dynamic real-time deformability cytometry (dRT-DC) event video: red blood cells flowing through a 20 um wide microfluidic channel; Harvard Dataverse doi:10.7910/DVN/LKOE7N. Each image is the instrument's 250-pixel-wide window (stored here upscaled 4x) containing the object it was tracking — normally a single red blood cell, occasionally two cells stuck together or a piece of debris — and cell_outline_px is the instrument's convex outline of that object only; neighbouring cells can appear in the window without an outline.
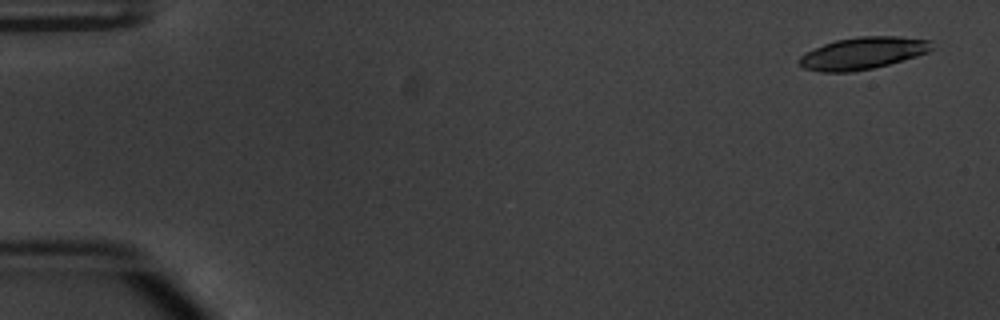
{"species": "common noctule bat (a hibernating species)", "species_latin": "Nyctalus noctula", "temperature_condition": "warm", "stored_images_in_passage": 53, "camera_frame_rate_fps": 3000, "um_per_image_px": 0.085, "animal": {"sex": "male", "body_mass_g": 20.1, "forearm_length_mm": 53.5}, "frame": {"image": 1, "passage_image": 3, "time_ms": 0.667, "image_size_px": [1000, 320], "cell_outline_px": [[936, 48], [928, 52], [904, 60], [872, 68], [852, 72], [820, 72], [804, 68], [800, 64], [800, 56], [804, 52], [824, 44], [836, 40], [860, 36], [896, 36], [932, 40]], "centroid_in_image_um": [73.38, 4.51], "position_along_channel_um": 11.6, "area_um2": 24.91}}
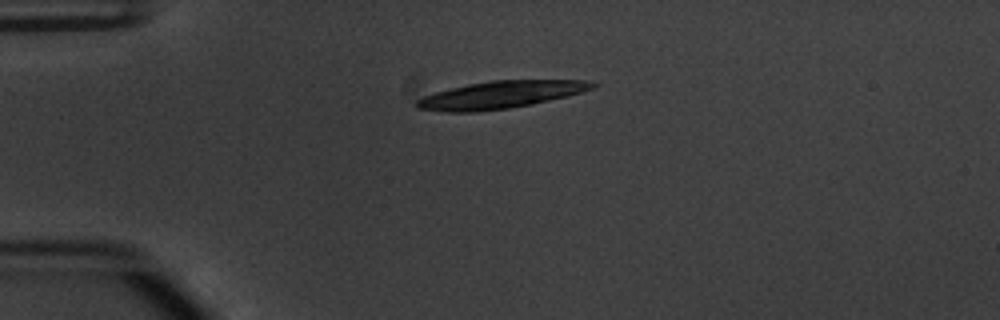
{"frame": {"image": 2, "passage_image": 14, "time_ms": 4.333, "image_size_px": [1000, 320], "cell_outline_px": [[600, 84], [596, 88], [568, 96], [532, 104], [508, 108], [476, 112], [444, 112], [416, 108], [416, 100], [424, 96], [436, 92], [468, 84], [492, 80], [588, 80]], "centroid_in_image_um": [42.6, 8.05], "position_along_channel_um": 42.4, "area_um2": 28.09}}